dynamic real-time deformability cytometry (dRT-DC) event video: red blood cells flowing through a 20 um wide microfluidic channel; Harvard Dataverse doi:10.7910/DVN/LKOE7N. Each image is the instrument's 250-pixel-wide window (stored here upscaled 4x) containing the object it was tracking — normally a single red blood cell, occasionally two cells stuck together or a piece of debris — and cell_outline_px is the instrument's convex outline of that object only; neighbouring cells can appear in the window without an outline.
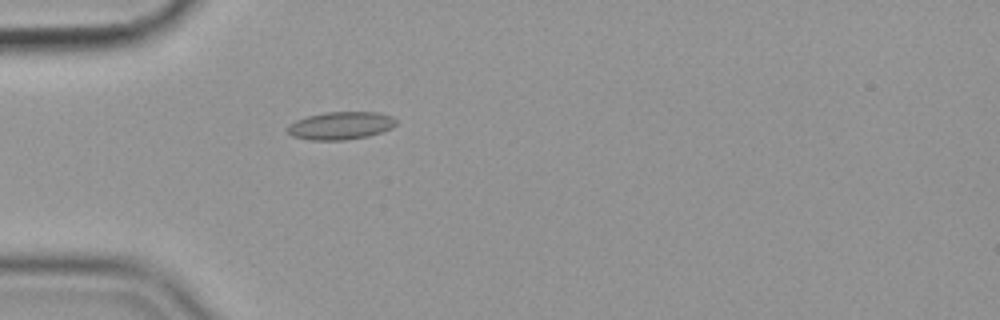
{"species": "common noctule bat (a hibernating species)", "species_latin": "Nyctalus noctula", "temperature_condition": "cold", "stored_images_in_passage": 49, "camera_frame_rate_fps": 3000, "um_per_image_px": 0.085, "animal": {"sex": "female", "body_mass_g": 19.9}, "frame": {"image": 1, "passage_image": 9, "time_ms": 2.667, "image_size_px": [1000, 320], "cell_outline_px": [[396, 124], [392, 128], [368, 136], [344, 140], [308, 140], [292, 136], [284, 128], [288, 124], [296, 120], [308, 116], [328, 112], [376, 112], [392, 116], [396, 120]], "centroid_in_image_um": [28.92, 10.68], "position_along_channel_um": 56.1, "area_um2": 17.63}}
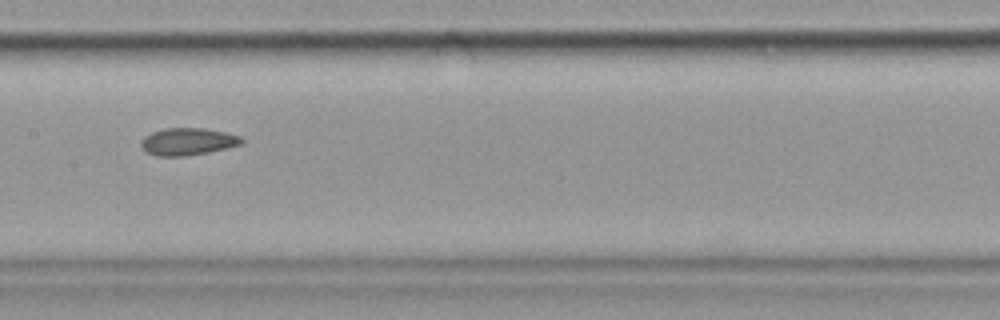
{"frame": {"image": 2, "passage_image": 21, "time_ms": 6.667, "image_size_px": [1000, 320], "cell_outline_px": [[244, 140], [240, 144], [228, 148], [208, 152], [184, 156], [156, 156], [148, 152], [140, 144], [144, 136], [152, 132], [164, 128], [204, 128], [224, 132], [240, 136]], "centroid_in_image_um": [15.96, 12.03], "position_along_channel_um": 191.4, "area_um2": 15.84}}
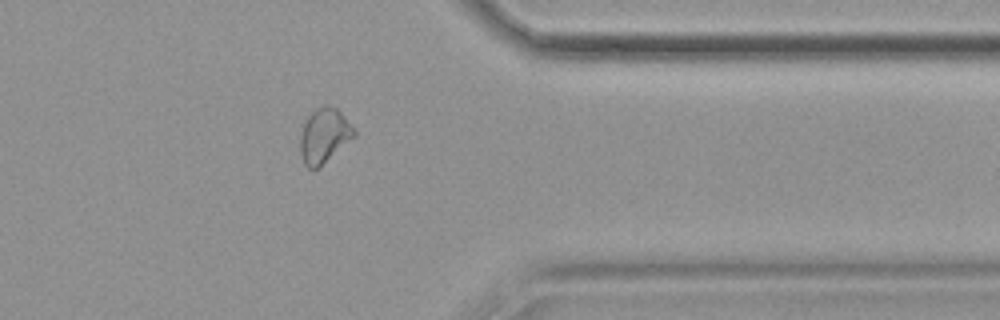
{"frame": {"image": 3, "passage_image": 38, "time_ms": 12.333, "image_size_px": [1000, 320], "cell_outline_px": [[356, 136], [316, 168], [308, 168], [304, 164], [300, 152], [300, 136], [304, 124], [308, 116], [316, 108], [324, 104], [336, 108], [344, 116], [356, 132]], "centroid_in_image_um": [27.54, 11.5], "position_along_channel_um": 383.9, "area_um2": 16.76}, "authors_computed_cell_mechanics": {"area_um2": 16.7042, "velocity_mm_per_s": 3.5646, "shape_relaxation_time_tau1_ms": 6.5539, "shape_relaxation_time_tau2_ms": 3.293, "deformation_change_tau1": 0.1111, "deformation_change_tau2": 0.0745}}